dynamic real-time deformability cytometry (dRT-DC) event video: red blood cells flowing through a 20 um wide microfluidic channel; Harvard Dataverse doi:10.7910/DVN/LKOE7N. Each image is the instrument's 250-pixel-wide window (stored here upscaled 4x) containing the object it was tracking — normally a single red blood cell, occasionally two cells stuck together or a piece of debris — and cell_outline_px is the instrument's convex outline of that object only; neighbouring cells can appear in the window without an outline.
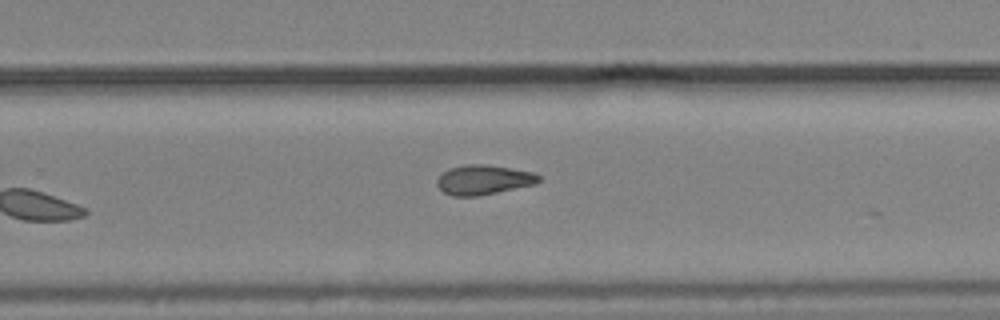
{"species": "common noctule bat (a hibernating species)", "species_latin": "Nyctalus noctula", "temperature_condition": "cold", "stored_images_in_passage": 12, "camera_frame_rate_fps": 3000, "um_per_image_px": 0.085, "animal": {"sex": "male", "body_mass_g": 19.2, "forearm_length_mm": 51.8}, "frame": {"image": 1, "passage_image": 12, "time_ms": 3.667, "image_size_px": [1000, 320], "cell_outline_px": [[540, 180], [536, 184], [476, 196], [452, 196], [444, 192], [436, 184], [436, 180], [448, 168], [468, 164], [488, 164], [532, 172], [540, 176]], "centroid_in_image_um": [41.09, 15.27], "position_along_channel_um": 288.7, "area_um2": 17.46}}